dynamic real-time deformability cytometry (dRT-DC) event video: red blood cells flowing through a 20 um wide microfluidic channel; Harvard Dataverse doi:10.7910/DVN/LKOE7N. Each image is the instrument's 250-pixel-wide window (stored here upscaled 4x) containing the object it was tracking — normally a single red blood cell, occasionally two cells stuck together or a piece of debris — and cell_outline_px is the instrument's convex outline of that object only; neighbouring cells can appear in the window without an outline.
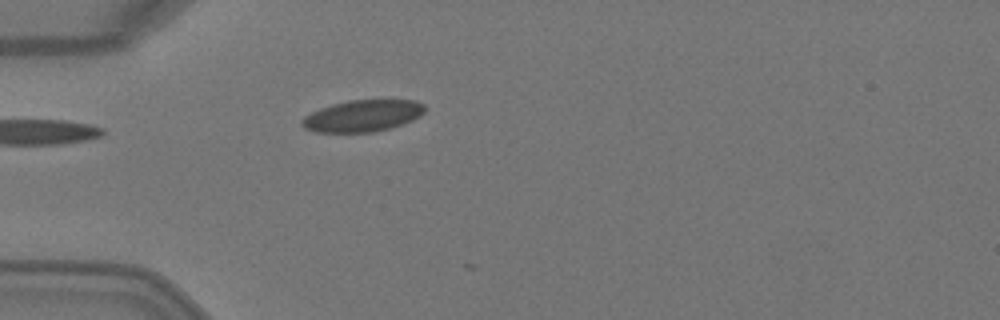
{"species": "Egyptian fruit bat (a non-hibernating species)", "species_latin": "Rousettus aegyptiacus", "temperature_condition": "warm", "stored_images_in_passage": 2, "camera_frame_rate_fps": 3000, "um_per_image_px": 0.085, "animal": {"sex": "female"}, "frame": {"image": 1, "passage_image": 1, "time_ms": 0.0, "image_size_px": [1000, 320], "cell_outline_px": [[424, 112], [420, 116], [412, 120], [388, 128], [372, 132], [316, 132], [304, 128], [300, 124], [300, 120], [304, 116], [320, 108], [332, 104], [348, 100], [416, 100], [424, 104]], "centroid_in_image_um": [30.79, 9.84], "position_along_channel_um": 54.2, "area_um2": 22.6}}